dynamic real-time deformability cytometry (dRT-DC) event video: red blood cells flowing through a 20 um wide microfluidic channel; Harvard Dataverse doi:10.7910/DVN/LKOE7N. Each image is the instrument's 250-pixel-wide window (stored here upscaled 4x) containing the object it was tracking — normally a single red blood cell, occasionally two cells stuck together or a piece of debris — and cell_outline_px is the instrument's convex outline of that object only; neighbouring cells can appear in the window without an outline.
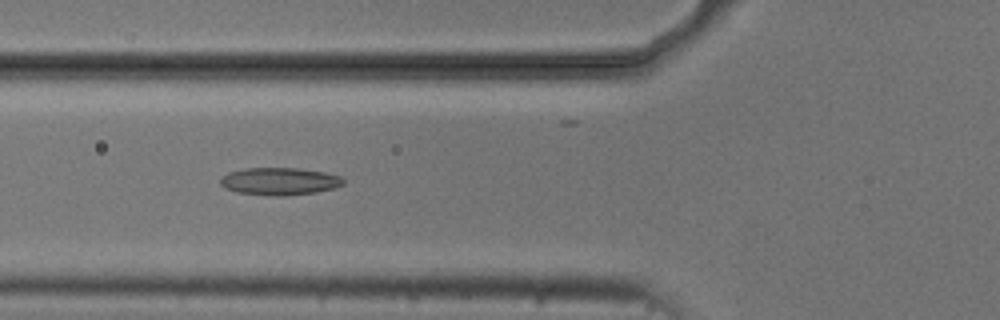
{"species": "common noctule bat (a hibernating species)", "species_latin": "Nyctalus noctula", "temperature_condition": "cold", "stored_images_in_passage": 7, "camera_frame_rate_fps": 3000, "um_per_image_px": 0.085, "animal": {"sex": "male", "body_mass_g": 20.5, "forearm_length_mm": 52.5}, "frame": {"image": 1, "passage_image": 5, "time_ms": 4.667, "image_size_px": [1000, 320], "cell_outline_px": [[344, 184], [336, 188], [316, 192], [284, 196], [272, 196], [236, 192], [224, 188], [220, 184], [220, 176], [228, 172], [248, 168], [300, 168], [324, 172], [340, 176], [344, 180]], "centroid_in_image_um": [23.75, 15.41], "position_along_channel_um": 102.1, "area_um2": 19.88}}
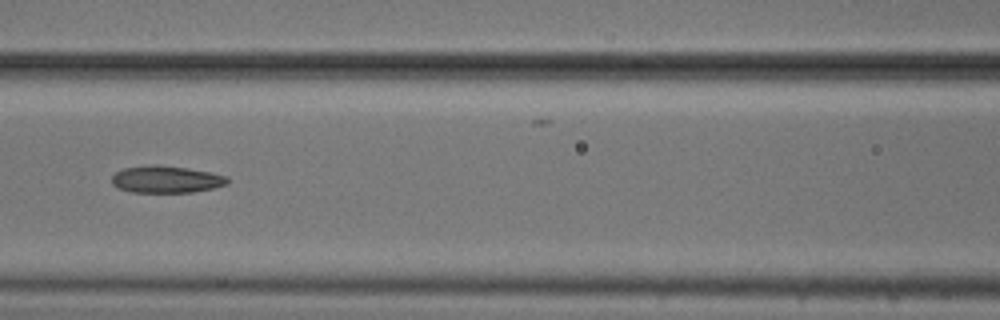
{"frame": {"image": 2, "passage_image": 6, "time_ms": 6.0, "image_size_px": [1000, 320], "cell_outline_px": [[228, 184], [212, 188], [192, 192], [132, 192], [120, 188], [112, 184], [112, 176], [116, 172], [124, 168], [152, 164], [156, 164], [188, 168], [212, 172], [228, 176]], "centroid_in_image_um": [14.15, 15.23], "position_along_channel_um": 152.5, "area_um2": 18.26}}
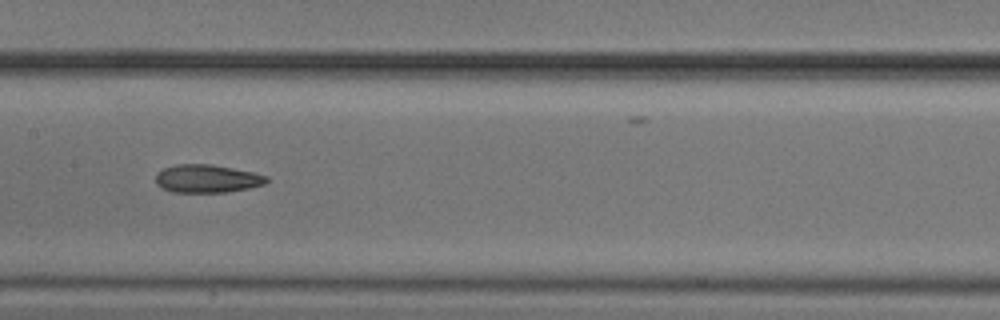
{"frame": {"image": 3, "passage_image": 7, "time_ms": 7.0, "image_size_px": [1000, 320], "cell_outline_px": [[268, 180], [264, 184], [248, 188], [224, 192], [172, 192], [156, 184], [156, 172], [164, 168], [176, 164], [212, 164], [252, 172], [268, 176]], "centroid_in_image_um": [17.58, 15.18], "position_along_channel_um": 189.8, "area_um2": 18.03}}